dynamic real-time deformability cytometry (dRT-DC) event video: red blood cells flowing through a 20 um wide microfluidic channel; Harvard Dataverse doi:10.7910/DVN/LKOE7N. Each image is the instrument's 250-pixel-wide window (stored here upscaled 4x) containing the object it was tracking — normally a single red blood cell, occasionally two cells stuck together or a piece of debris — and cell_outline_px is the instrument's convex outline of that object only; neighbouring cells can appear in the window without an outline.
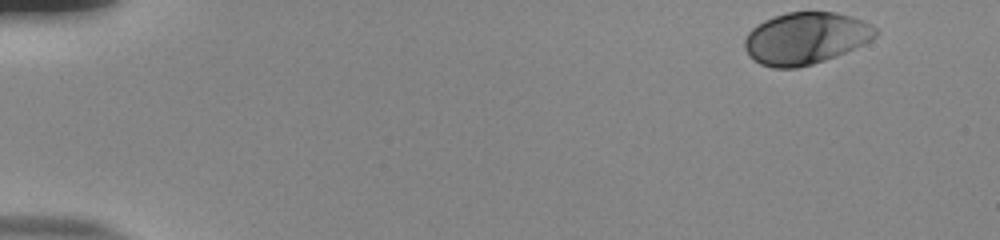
{"species": "human", "species_latin": "Homo sapiens", "temperature_condition": "room temperature", "stored_images_in_passage": 43, "camera_frame_rate_fps": 3000, "um_per_image_px": 0.085, "donor": {"sex": "male"}, "frame": {"image": 1, "passage_image": 1, "time_ms": 0.0, "image_size_px": [1000, 240], "cell_outline_px": [[876, 36], [872, 40], [836, 56], [812, 64], [796, 68], [772, 68], [760, 64], [748, 56], [744, 48], [744, 40], [748, 32], [756, 24], [764, 20], [788, 12], [836, 12], [864, 20], [872, 24], [876, 28]], "centroid_in_image_um": [68.46, 3.25], "position_along_channel_um": 16.5, "area_um2": 39.71}}
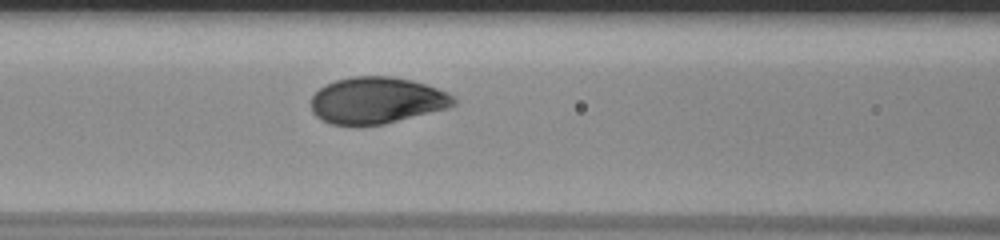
{"frame": {"image": 2, "passage_image": 21, "time_ms": 6.667, "image_size_px": [1000, 240], "cell_outline_px": [[456, 104], [448, 108], [384, 124], [332, 124], [320, 120], [312, 112], [312, 96], [324, 84], [336, 80], [352, 76], [392, 76], [412, 80], [448, 92], [456, 100]], "centroid_in_image_um": [32.02, 8.52], "position_along_channel_um": 134.6, "area_um2": 38.55}}
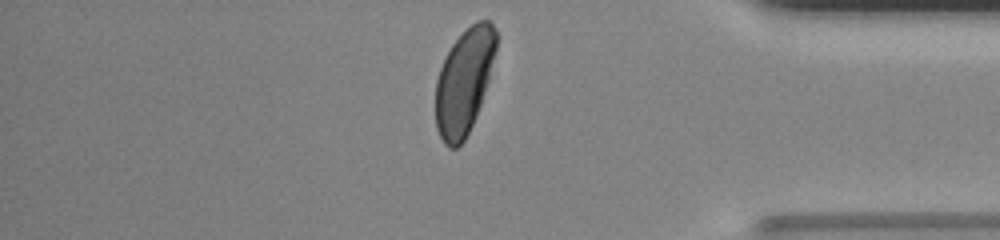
{"frame": {"image": 3, "passage_image": 43, "time_ms": 14.0, "image_size_px": [1000, 240], "cell_outline_px": [[496, 52], [488, 80], [476, 116], [464, 140], [456, 148], [448, 148], [444, 144], [436, 128], [436, 80], [440, 68], [452, 44], [476, 20], [488, 20], [496, 28]], "centroid_in_image_um": [39.45, 6.93], "position_along_channel_um": 395.8, "area_um2": 36.7}, "authors_computed_cell_mechanics": {"area_um2": 39.304, "velocity_mm_per_s": 3.8278, "shape_relaxation_time_tau1_ms": 2.1792, "shape_relaxation_time_tau2_ms": null, "deformation_change_tau1": 0.1364, "deformation_change_tau2": null}}